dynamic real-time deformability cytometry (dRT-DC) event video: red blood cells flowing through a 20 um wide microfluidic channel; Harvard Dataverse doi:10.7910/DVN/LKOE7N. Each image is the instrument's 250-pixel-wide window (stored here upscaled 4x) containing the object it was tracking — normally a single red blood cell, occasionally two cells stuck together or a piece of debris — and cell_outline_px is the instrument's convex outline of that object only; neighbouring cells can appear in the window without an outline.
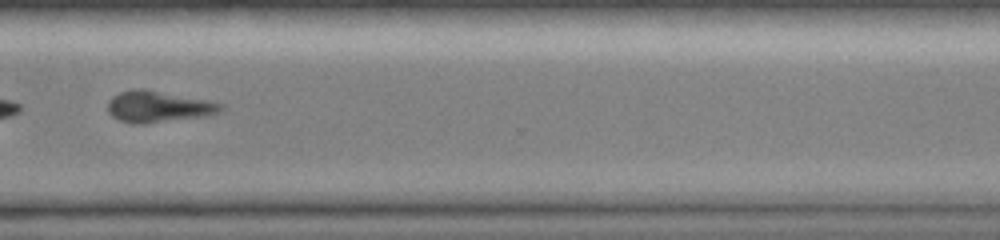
{"species": "common noctule bat (a hibernating species)", "species_latin": "Nyctalus noctula", "temperature_condition": "room temperature", "stored_images_in_passage": 45, "camera_frame_rate_fps": 3000, "um_per_image_px": 0.085, "animal": {"sex": "female", "body_mass_g": 19.0, "forearm_length_mm": 51.5}, "frame": {"image": 1, "passage_image": 34, "time_ms": 11.0, "image_size_px": [1000, 240], "cell_outline_px": [[224, 108], [220, 112], [204, 116], [144, 124], [132, 124], [120, 120], [112, 116], [108, 112], [108, 100], [112, 96], [120, 92], [140, 88], [144, 88], [208, 100], [224, 104]], "centroid_in_image_um": [13.45, 9.06], "position_along_channel_um": 357.1, "area_um2": 20.75}, "authors_computed_cell_mechanics": {"area_um2": 22.542, "velocity_mm_per_s": 4.105, "shape_relaxation_time_tau1_ms": 0.5311, "shape_relaxation_time_tau2_ms": null, "deformation_change_tau1": 0.2267, "deformation_change_tau2": null}}